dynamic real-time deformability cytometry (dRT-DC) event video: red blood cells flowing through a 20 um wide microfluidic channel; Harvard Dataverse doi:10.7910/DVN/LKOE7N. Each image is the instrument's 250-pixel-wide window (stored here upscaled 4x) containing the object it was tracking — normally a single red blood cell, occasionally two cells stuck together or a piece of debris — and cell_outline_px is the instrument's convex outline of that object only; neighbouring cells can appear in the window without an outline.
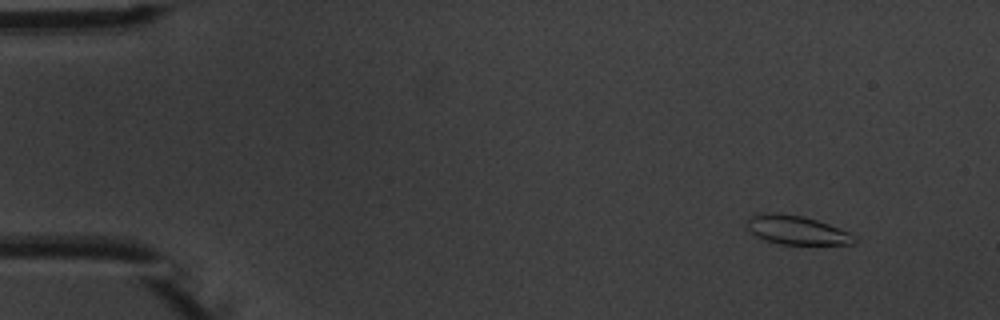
{"species": "common noctule bat (a hibernating species)", "species_latin": "Nyctalus noctula", "temperature_condition": "warm", "stored_images_in_passage": 4, "camera_frame_rate_fps": 3000, "um_per_image_px": 0.085, "animal": {"sex": "male", "body_mass_g": 20.1, "forearm_length_mm": 53.5}, "frame": {"image": 1, "passage_image": 1, "time_ms": 0.0, "image_size_px": [1000, 320], "cell_outline_px": [[860, 240], [856, 244], [780, 244], [756, 236], [748, 228], [748, 220], [752, 216], [768, 212], [776, 212], [804, 216], [828, 224], [848, 232], [856, 236]], "centroid_in_image_um": [67.79, 19.56], "position_along_channel_um": 17.2, "area_um2": 17.92}}
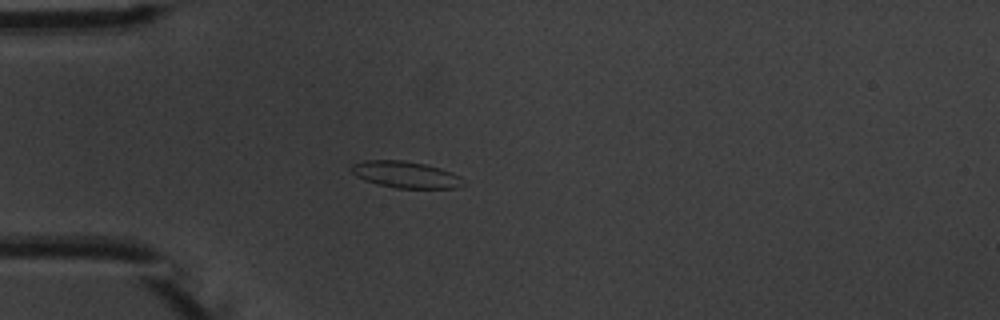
{"frame": {"image": 2, "passage_image": 4, "time_ms": 3.333, "image_size_px": [1000, 320], "cell_outline_px": [[468, 184], [456, 188], [396, 188], [364, 180], [356, 176], [348, 168], [352, 164], [364, 160], [404, 160], [424, 164], [440, 168], [452, 172], [460, 176]], "centroid_in_image_um": [34.5, 14.84], "position_along_channel_um": 50.5, "area_um2": 17.51}}